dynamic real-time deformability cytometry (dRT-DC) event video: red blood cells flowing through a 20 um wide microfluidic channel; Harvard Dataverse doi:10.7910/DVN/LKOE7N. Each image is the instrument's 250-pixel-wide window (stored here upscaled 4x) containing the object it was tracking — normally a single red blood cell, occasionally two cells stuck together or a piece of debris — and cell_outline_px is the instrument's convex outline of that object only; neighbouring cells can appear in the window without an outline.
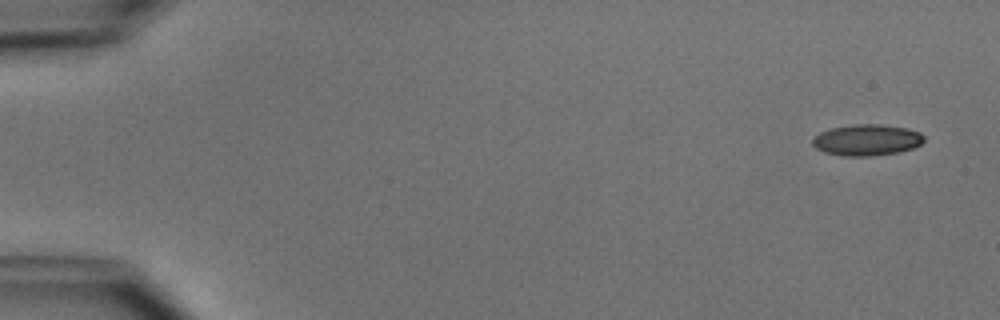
{"species": "common noctule bat (a hibernating species)", "species_latin": "Nyctalus noctula", "temperature_condition": "cold", "stored_images_in_passage": 3, "camera_frame_rate_fps": 3000, "um_per_image_px": 0.085, "animal": {"sex": "male", "body_mass_g": 15.6}, "frame": {"image": 1, "passage_image": 1, "time_ms": 0.0, "image_size_px": [1000, 320], "cell_outline_px": [[924, 140], [920, 144], [912, 148], [900, 152], [872, 156], [844, 156], [824, 152], [816, 148], [812, 144], [812, 140], [820, 132], [832, 128], [856, 124], [880, 124], [904, 128], [920, 132], [924, 136]], "centroid_in_image_um": [73.68, 11.91], "position_along_channel_um": 11.3, "area_um2": 20.17}}